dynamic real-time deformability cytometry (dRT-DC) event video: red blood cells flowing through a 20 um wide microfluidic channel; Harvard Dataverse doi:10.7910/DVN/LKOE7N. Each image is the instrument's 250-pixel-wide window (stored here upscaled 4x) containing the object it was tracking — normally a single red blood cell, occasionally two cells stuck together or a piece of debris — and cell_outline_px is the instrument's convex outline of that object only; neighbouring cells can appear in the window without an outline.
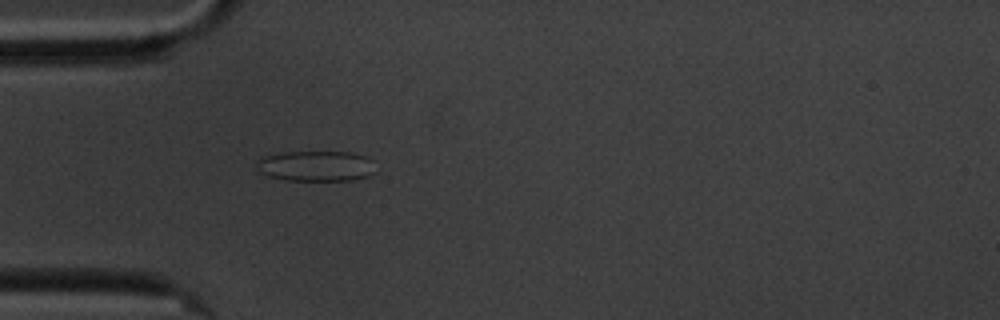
{"species": "common noctule bat (a hibernating species)", "species_latin": "Nyctalus noctula", "temperature_condition": "cold", "stored_images_in_passage": 43, "camera_frame_rate_fps": 3000, "um_per_image_px": 0.085, "animal": {"sex": "male", "body_mass_g": 20.1, "forearm_length_mm": 53.5}, "frame": {"image": 1, "passage_image": 1, "time_ms": 0.0, "image_size_px": [1000, 320], "cell_outline_px": [[376, 172], [368, 176], [352, 180], [284, 180], [268, 176], [260, 172], [256, 164], [256, 160], [260, 156], [280, 152], [352, 152], [368, 156], [372, 160]], "centroid_in_image_um": [26.85, 14.1], "position_along_channel_um": 58.1, "area_um2": 21.5}}
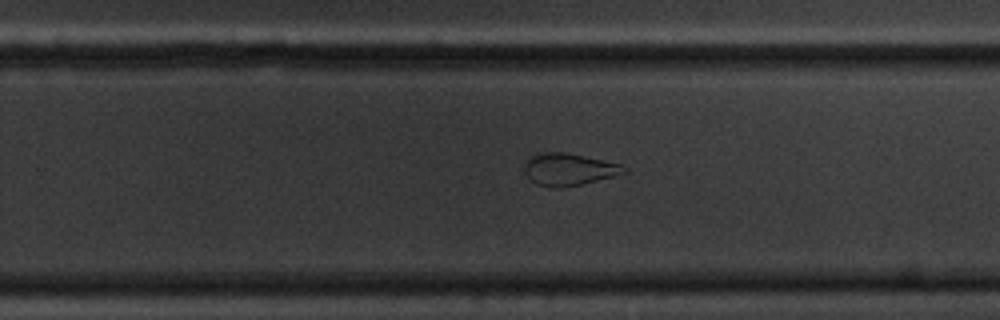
{"frame": {"image": 2, "passage_image": 21, "time_ms": 6.667, "image_size_px": [1000, 320], "cell_outline_px": [[628, 172], [580, 184], [560, 188], [552, 188], [536, 184], [524, 172], [524, 160], [532, 156], [544, 152], [564, 152], [584, 156], [620, 164], [628, 168]], "centroid_in_image_um": [48.32, 14.39], "position_along_channel_um": 281.5, "area_um2": 18.5}}
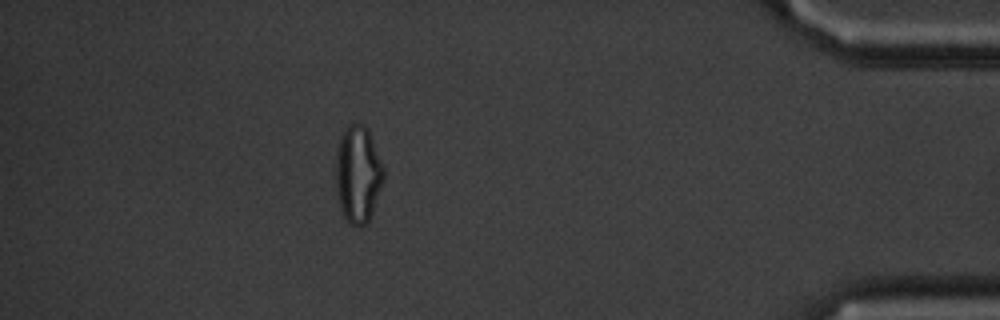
{"frame": {"image": 3, "passage_image": 36, "time_ms": 11.667, "image_size_px": [1000, 320], "cell_outline_px": [[384, 180], [372, 212], [368, 220], [360, 228], [356, 228], [348, 224], [340, 208], [336, 188], [336, 152], [344, 128], [348, 124], [356, 120], [364, 124], [368, 128], [384, 168]], "centroid_in_image_um": [30.42, 14.79], "position_along_channel_um": 404.8, "area_um2": 27.46}, "authors_computed_cell_mechanics": {"area_um2": 19.8832, "velocity_mm_per_s": 3.4039, "shape_relaxation_time_tau1_ms": null, "shape_relaxation_time_tau2_ms": 2.6567, "deformation_change_tau1": null, "deformation_change_tau2": 0.0914}}